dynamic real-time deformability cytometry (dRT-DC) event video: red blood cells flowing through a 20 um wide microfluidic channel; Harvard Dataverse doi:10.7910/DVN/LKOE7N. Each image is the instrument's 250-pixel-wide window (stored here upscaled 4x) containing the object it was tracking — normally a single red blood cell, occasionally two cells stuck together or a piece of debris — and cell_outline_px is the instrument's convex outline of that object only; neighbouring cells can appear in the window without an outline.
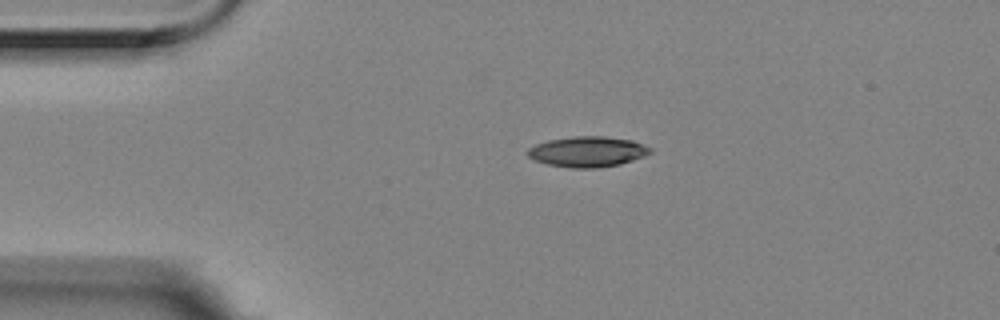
{"species": "Egyptian fruit bat (a non-hibernating species)", "species_latin": "Rousettus aegyptiacus", "temperature_condition": "room temperature", "stored_images_in_passage": 2, "camera_frame_rate_fps": 3000, "um_per_image_px": 0.085, "animal": {"sex": "female"}, "frame": {"image": 1, "passage_image": 2, "time_ms": 0.333, "image_size_px": [1000, 320], "cell_outline_px": [[652, 152], [644, 156], [620, 164], [596, 168], [572, 168], [548, 164], [536, 160], [528, 156], [528, 148], [536, 144], [548, 140], [576, 136], [604, 136], [632, 140], [652, 148]], "centroid_in_image_um": [49.96, 12.89], "position_along_channel_um": 35.0, "area_um2": 21.62}}